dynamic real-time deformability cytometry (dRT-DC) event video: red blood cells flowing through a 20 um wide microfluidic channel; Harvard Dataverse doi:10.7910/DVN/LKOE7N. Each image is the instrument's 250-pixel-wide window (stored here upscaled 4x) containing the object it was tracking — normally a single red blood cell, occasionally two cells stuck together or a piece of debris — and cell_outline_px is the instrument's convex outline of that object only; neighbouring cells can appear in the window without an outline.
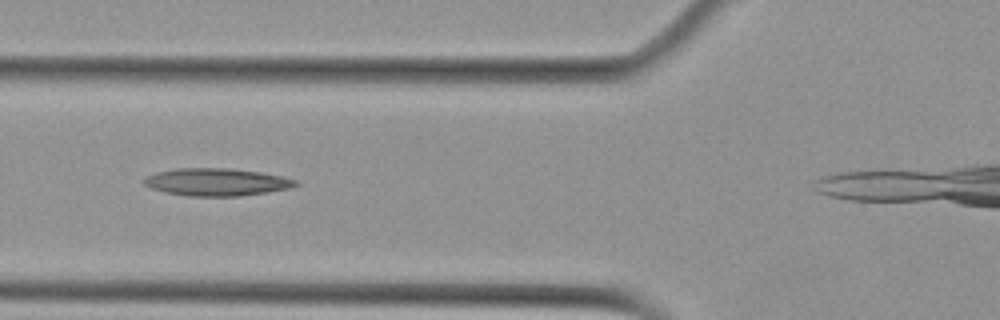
{"species": "Egyptian fruit bat (a non-hibernating species)", "species_latin": "Rousettus aegyptiacus", "temperature_condition": "cold", "stored_images_in_passage": 6, "camera_frame_rate_fps": 3000, "um_per_image_px": 0.085, "animal": {"sex": "female"}, "frame": {"image": 1, "passage_image": 3, "time_ms": 2.333, "image_size_px": [1000, 320], "cell_outline_px": [[300, 184], [292, 188], [268, 192], [240, 196], [188, 196], [164, 192], [152, 188], [144, 184], [144, 180], [148, 176], [156, 172], [176, 168], [228, 168], [260, 172], [280, 176], [296, 180]], "centroid_in_image_um": [18.43, 15.48], "position_along_channel_um": 107.4, "area_um2": 24.28}}
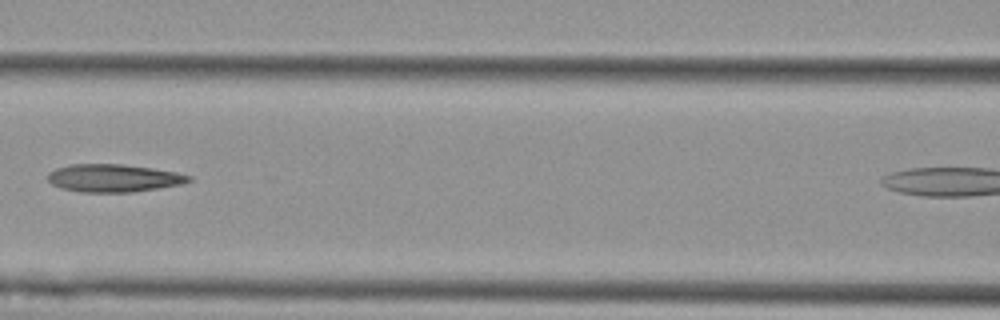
{"frame": {"image": 2, "passage_image": 4, "time_ms": 3.667, "image_size_px": [1000, 320], "cell_outline_px": [[192, 180], [180, 184], [132, 192], [80, 192], [64, 188], [52, 184], [48, 180], [48, 172], [56, 168], [72, 164], [120, 164], [152, 168], [176, 172], [192, 176]], "centroid_in_image_um": [9.64, 15.13], "position_along_channel_um": 157.0, "area_um2": 22.6}}